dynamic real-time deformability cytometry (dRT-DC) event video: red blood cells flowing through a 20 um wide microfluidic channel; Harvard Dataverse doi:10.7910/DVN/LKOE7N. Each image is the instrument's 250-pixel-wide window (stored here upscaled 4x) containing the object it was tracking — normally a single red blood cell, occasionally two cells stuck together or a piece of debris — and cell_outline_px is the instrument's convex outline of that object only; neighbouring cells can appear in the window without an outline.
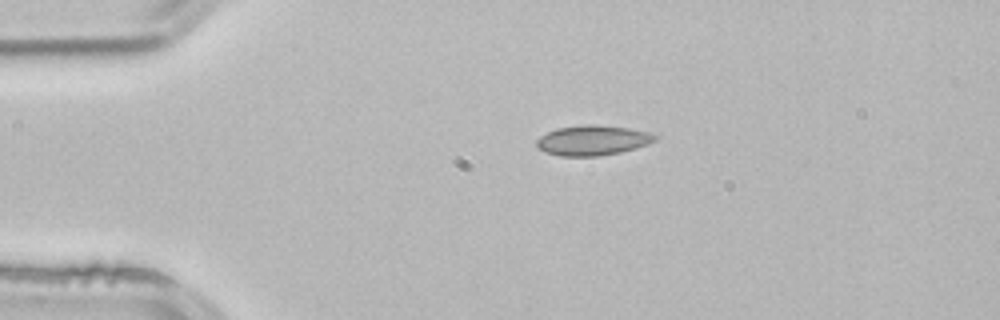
{"species": "common noctule bat (a hibernating species)", "species_latin": "Nyctalus noctula", "temperature_condition": "room temperature", "stored_images_in_passage": 42, "camera_frame_rate_fps": 3000, "um_per_image_px": 0.085, "animal": {"sex": "male", "body_mass_g": 21.5, "forearm_length_mm": 52.0}, "frame": {"image": 1, "passage_image": 1, "time_ms": 0.0, "image_size_px": [1000, 320], "cell_outline_px": [[660, 136], [656, 140], [648, 144], [636, 148], [620, 152], [600, 156], [560, 156], [544, 152], [536, 148], [536, 140], [540, 136], [556, 128], [580, 124], [596, 124], [628, 128], [648, 132]], "centroid_in_image_um": [50.35, 11.92], "position_along_channel_um": 34.6, "area_um2": 21.04}}
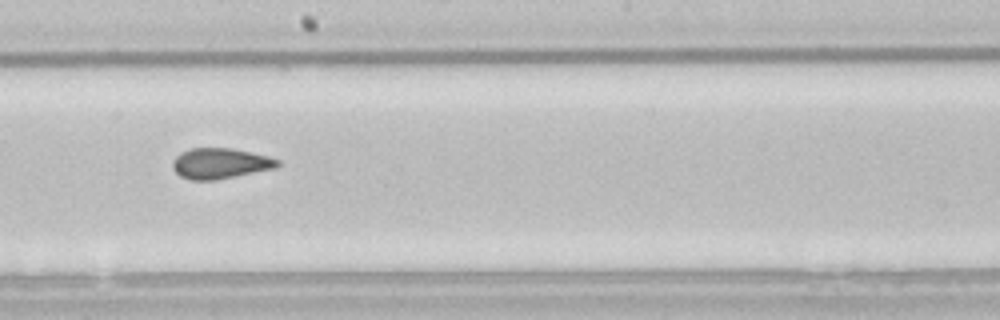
{"frame": {"image": 2, "passage_image": 19, "time_ms": 6.0, "image_size_px": [1000, 320], "cell_outline_px": [[280, 164], [276, 168], [216, 180], [188, 180], [180, 176], [172, 168], [172, 164], [176, 156], [180, 152], [192, 148], [232, 148], [252, 152], [268, 156], [280, 160]], "centroid_in_image_um": [18.72, 13.89], "position_along_channel_um": 229.5, "area_um2": 18.84}}
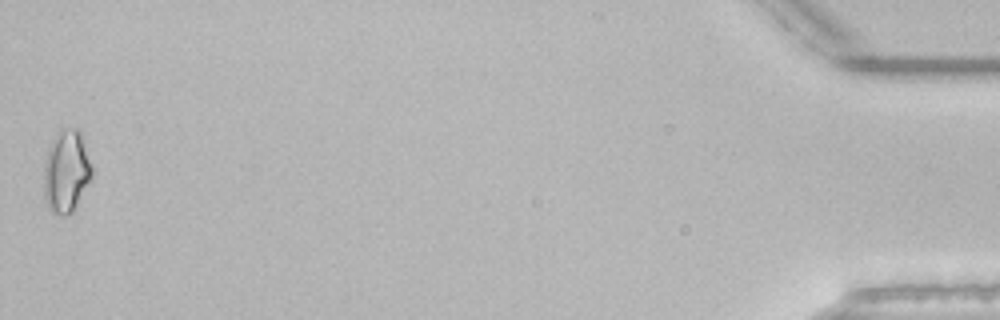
{"frame": {"image": 3, "passage_image": 42, "time_ms": 13.667, "image_size_px": [1000, 320], "cell_outline_px": [[96, 172], [72, 212], [64, 216], [60, 216], [52, 212], [48, 208], [44, 200], [44, 160], [48, 148], [56, 132], [64, 128], [76, 128], [80, 132], [84, 140]], "centroid_in_image_um": [5.66, 14.56], "position_along_channel_um": 429.5, "area_um2": 23.87}, "authors_computed_cell_mechanics": {"area_um2": 18.8428, "velocity_mm_per_s": 3.8939, "shape_relaxation_time_tau1_ms": 9.0594, "shape_relaxation_time_tau2_ms": 1.8785, "deformation_change_tau1": 0.1458, "deformation_change_tau2": 0.0726}}